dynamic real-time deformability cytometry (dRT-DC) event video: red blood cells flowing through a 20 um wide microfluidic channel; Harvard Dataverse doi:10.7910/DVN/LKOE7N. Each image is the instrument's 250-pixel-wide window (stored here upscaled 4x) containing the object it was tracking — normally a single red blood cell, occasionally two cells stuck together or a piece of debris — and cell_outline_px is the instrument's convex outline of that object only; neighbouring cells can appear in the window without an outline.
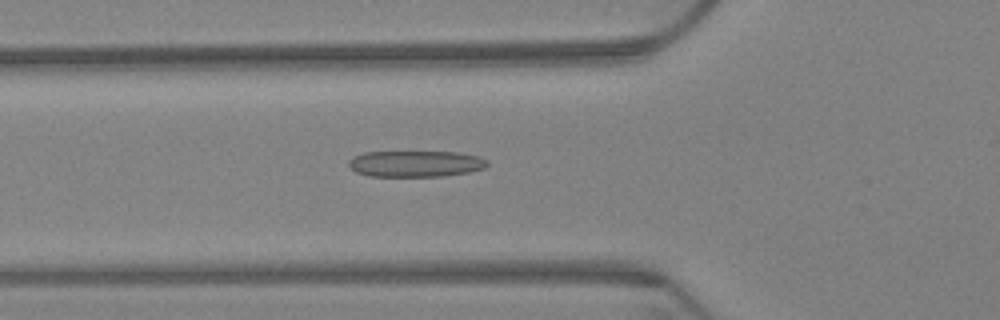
{"species": "Egyptian fruit bat (a non-hibernating species)", "species_latin": "Rousettus aegyptiacus", "temperature_condition": "warm", "stored_images_in_passage": 64, "camera_frame_rate_fps": 3000, "um_per_image_px": 0.085, "animal": {"sex": "female"}, "frame": {"image": 1, "passage_image": 23, "time_ms": 7.333, "image_size_px": [1000, 320], "cell_outline_px": [[488, 164], [484, 168], [468, 172], [444, 176], [372, 176], [356, 172], [348, 164], [348, 160], [352, 156], [364, 152], [456, 152], [480, 156], [488, 160]], "centroid_in_image_um": [35.33, 13.91], "position_along_channel_um": 90.5, "area_um2": 21.21}}
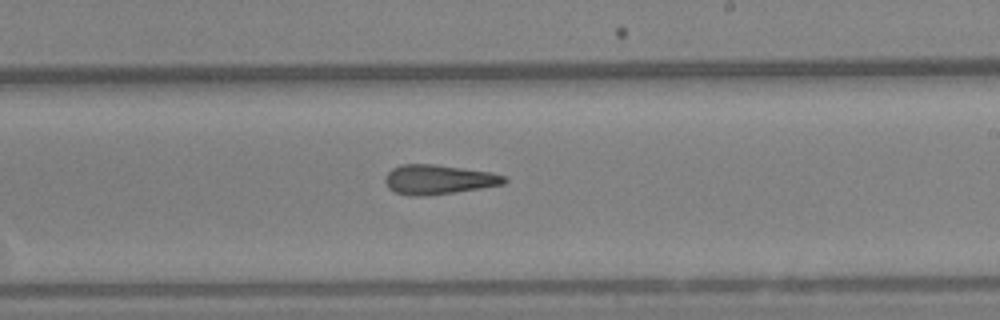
{"frame": {"image": 2, "passage_image": 38, "time_ms": 12.333, "image_size_px": [1000, 320], "cell_outline_px": [[508, 180], [504, 184], [480, 188], [424, 196], [408, 196], [396, 192], [388, 188], [384, 180], [384, 176], [392, 168], [400, 164], [432, 164], [492, 172], [504, 176]], "centroid_in_image_um": [37.23, 15.25], "position_along_channel_um": 251.8, "area_um2": 20.46}}
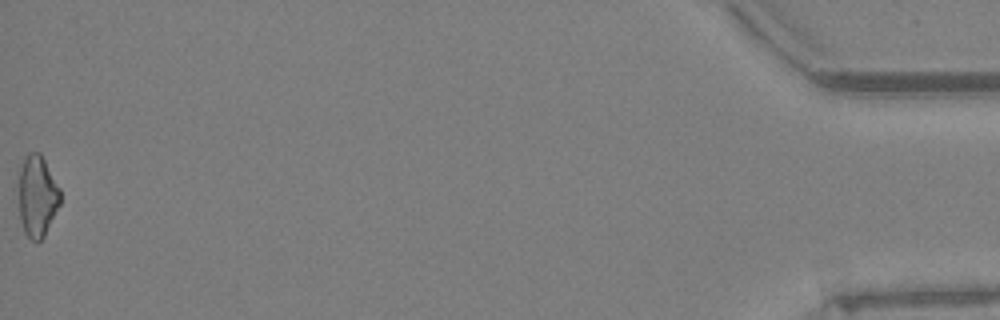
{"frame": {"image": 3, "passage_image": 64, "time_ms": 21.0, "image_size_px": [1000, 320], "cell_outline_px": [[60, 204], [44, 236], [40, 240], [32, 240], [24, 232], [20, 216], [20, 168], [24, 156], [28, 152], [40, 152], [60, 188]], "centroid_in_image_um": [3.18, 16.64], "position_along_channel_um": 432.0, "area_um2": 19.42}, "authors_computed_cell_mechanics": {"area_um2": 20.6057, "velocity_mm_per_s": 3.2364, "shape_relaxation_time_tau1_ms": null, "shape_relaxation_time_tau2_ms": 5.9556, "deformation_change_tau1": null, "deformation_change_tau2": 0.1826}}